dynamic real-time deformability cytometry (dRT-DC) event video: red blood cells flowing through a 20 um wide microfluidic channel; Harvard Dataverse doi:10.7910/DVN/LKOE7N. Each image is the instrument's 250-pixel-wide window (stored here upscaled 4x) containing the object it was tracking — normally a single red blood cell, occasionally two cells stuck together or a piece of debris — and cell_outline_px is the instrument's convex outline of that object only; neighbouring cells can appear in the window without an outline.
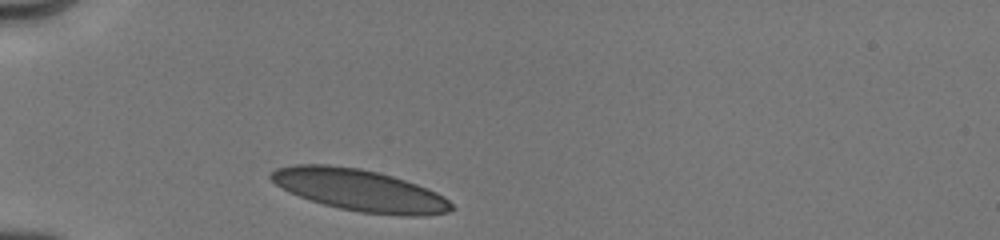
{"species": "human", "species_latin": "Homo sapiens", "temperature_condition": "cold", "stored_images_in_passage": 5, "camera_frame_rate_fps": 3000, "um_per_image_px": 0.085, "donor": {"sex": "male"}, "frame": {"image": 1, "passage_image": 1, "time_ms": 0.0, "image_size_px": [1000, 240], "cell_outline_px": [[456, 208], [448, 212], [424, 216], [400, 216], [360, 212], [340, 208], [324, 204], [288, 192], [276, 184], [268, 176], [276, 168], [292, 164], [328, 164], [360, 168], [392, 176], [428, 188], [444, 196]], "centroid_in_image_um": [30.59, 16.17], "position_along_channel_um": 54.4, "area_um2": 43.93}}
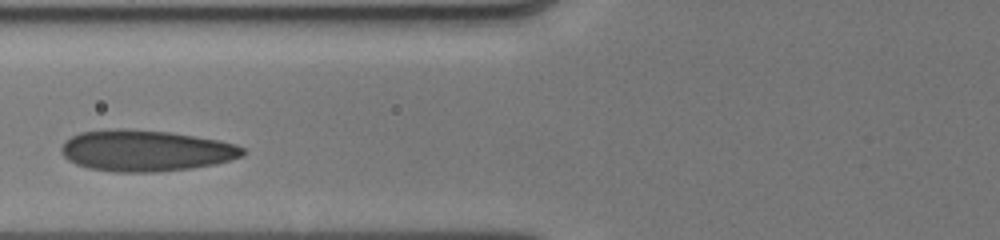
{"frame": {"image": 2, "passage_image": 3, "time_ms": 2.0, "image_size_px": [1000, 240], "cell_outline_px": [[244, 156], [216, 164], [192, 168], [156, 172], [116, 172], [88, 168], [76, 164], [68, 160], [60, 152], [60, 148], [64, 140], [80, 132], [112, 128], [128, 128], [172, 132], [220, 140], [236, 144], [244, 148]], "centroid_in_image_um": [12.38, 12.79], "position_along_channel_um": 113.4, "area_um2": 44.16}}
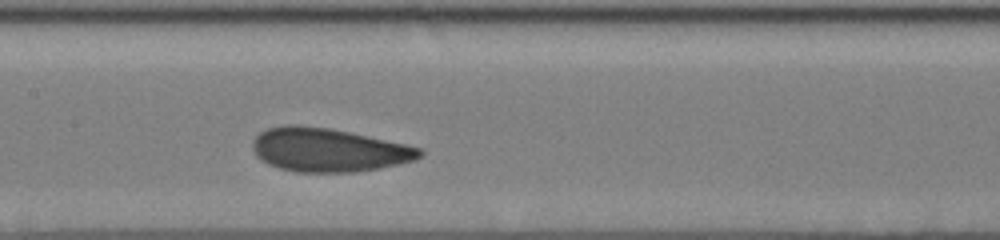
{"frame": {"image": 3, "passage_image": 5, "time_ms": 3.667, "image_size_px": [1000, 240], "cell_outline_px": [[424, 156], [416, 160], [400, 164], [352, 172], [296, 172], [280, 168], [268, 164], [260, 160], [256, 156], [252, 148], [252, 140], [260, 132], [268, 128], [284, 124], [300, 124], [328, 128], [348, 132], [404, 144], [420, 148], [424, 152]], "centroid_in_image_um": [27.88, 12.74], "position_along_channel_um": 179.5, "area_um2": 42.48}}